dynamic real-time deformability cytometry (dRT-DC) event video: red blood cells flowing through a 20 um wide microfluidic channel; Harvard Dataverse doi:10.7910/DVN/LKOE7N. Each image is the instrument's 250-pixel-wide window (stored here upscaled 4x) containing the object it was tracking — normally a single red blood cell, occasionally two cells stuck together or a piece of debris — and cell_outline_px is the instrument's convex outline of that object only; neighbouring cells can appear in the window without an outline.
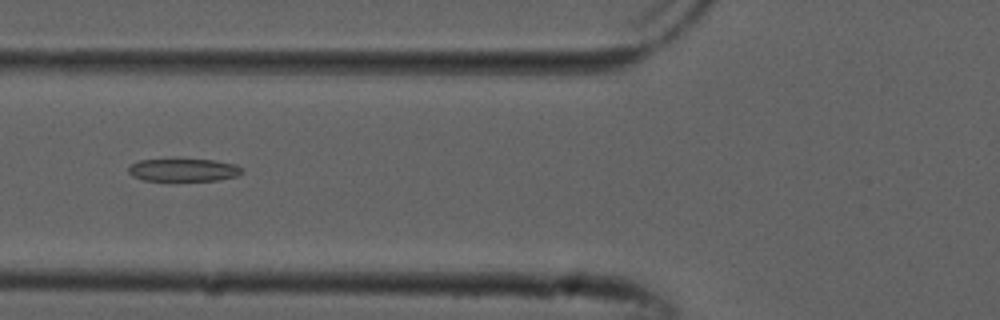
{"species": "common noctule bat (a hibernating species)", "species_latin": "Nyctalus noctula", "temperature_condition": "cold", "stored_images_in_passage": 51, "camera_frame_rate_fps": 3000, "um_per_image_px": 0.085, "animal": {"sex": "male", "forearm_length_mm": 52.5}, "frame": {"image": 1, "passage_image": 18, "time_ms": 5.667, "image_size_px": [1000, 320], "cell_outline_px": [[244, 172], [236, 176], [216, 180], [172, 184], [144, 180], [132, 176], [128, 172], [128, 168], [132, 164], [140, 160], [216, 160], [236, 164], [244, 168]], "centroid_in_image_um": [15.61, 14.51], "position_along_channel_um": 110.2, "area_um2": 15.9}}
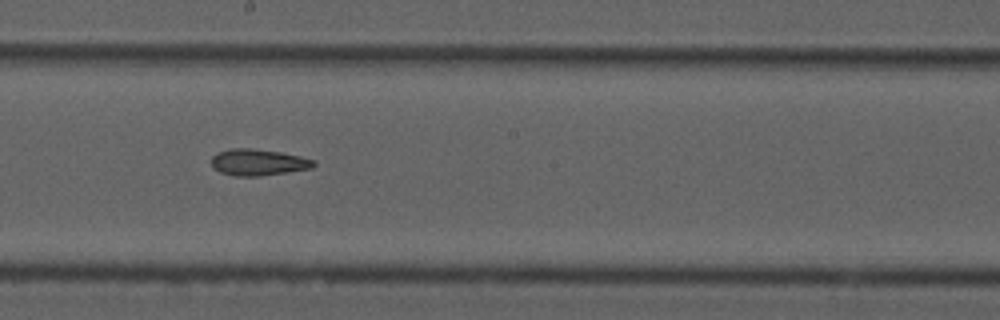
{"frame": {"image": 2, "passage_image": 27, "time_ms": 8.667, "image_size_px": [1000, 320], "cell_outline_px": [[316, 164], [312, 168], [260, 176], [236, 176], [220, 172], [212, 168], [212, 156], [216, 152], [232, 148], [252, 148], [280, 152], [300, 156], [316, 160]], "centroid_in_image_um": [21.94, 13.79], "position_along_channel_um": 226.3, "area_um2": 15.84}}
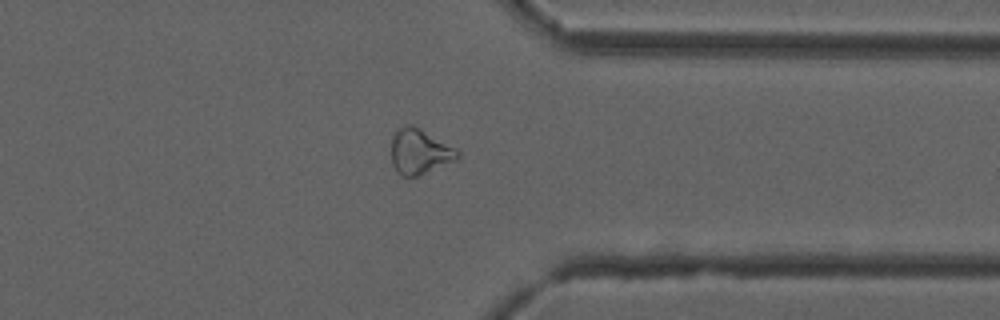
{"frame": {"image": 3, "passage_image": 39, "time_ms": 12.667, "image_size_px": [1000, 320], "cell_outline_px": [[460, 156], [456, 160], [416, 176], [404, 176], [392, 164], [392, 136], [400, 128], [408, 124], [412, 124], [456, 148], [460, 152]], "centroid_in_image_um": [35.69, 12.87], "position_along_channel_um": 375.7, "area_um2": 17.05}, "authors_computed_cell_mechanics": {"area_um2": 17.5134, "velocity_mm_per_s": 3.8633, "shape_relaxation_time_tau1_ms": null, "shape_relaxation_time_tau2_ms": 10.7534, "deformation_change_tau1": null, "deformation_change_tau2": 0.2249}}